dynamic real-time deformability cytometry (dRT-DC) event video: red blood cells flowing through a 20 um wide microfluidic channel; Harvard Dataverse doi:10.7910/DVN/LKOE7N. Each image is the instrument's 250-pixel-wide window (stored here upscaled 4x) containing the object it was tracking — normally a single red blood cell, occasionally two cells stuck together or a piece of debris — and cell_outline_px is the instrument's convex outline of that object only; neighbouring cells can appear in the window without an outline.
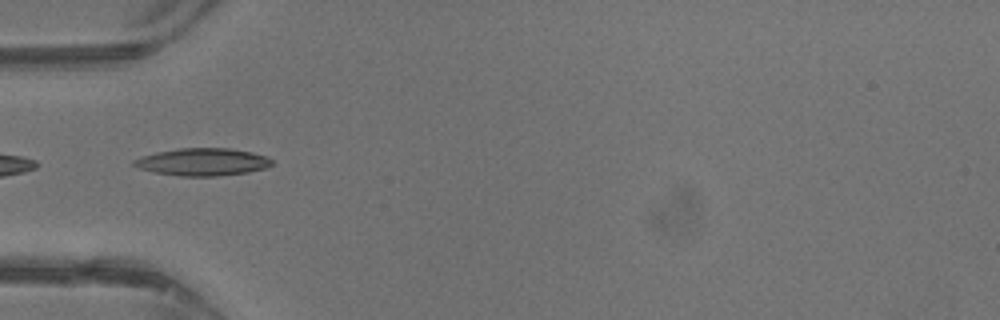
{"species": "common noctule bat (a hibernating species)", "species_latin": "Nyctalus noctula", "temperature_condition": "warm", "stored_images_in_passage": 32, "camera_frame_rate_fps": 3000, "um_per_image_px": 0.085, "animal": {"sex": "male", "body_mass_g": 13.3}, "frame": {"image": 1, "passage_image": 4, "time_ms": 1.0, "image_size_px": [1000, 320], "cell_outline_px": [[272, 164], [264, 168], [248, 172], [216, 176], [180, 176], [156, 172], [140, 168], [132, 164], [132, 160], [156, 152], [180, 148], [232, 148], [252, 152], [268, 156], [272, 160]], "centroid_in_image_um": [17.25, 13.75], "position_along_channel_um": 67.8, "area_um2": 21.96}}
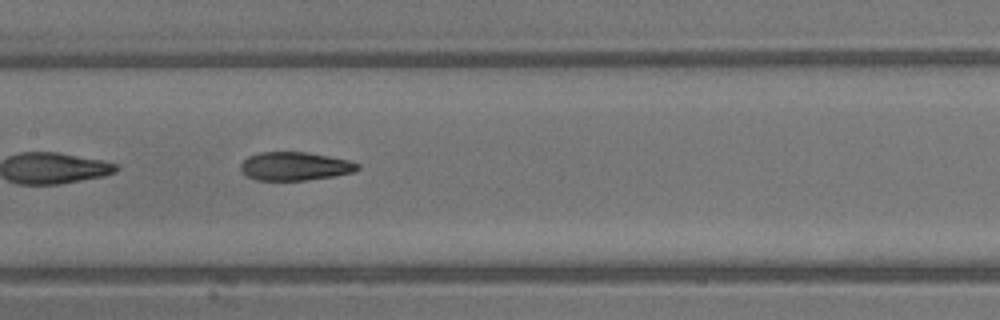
{"frame": {"image": 2, "passage_image": 11, "time_ms": 3.333, "image_size_px": [1000, 320], "cell_outline_px": [[360, 168], [352, 172], [336, 176], [304, 180], [256, 180], [248, 176], [240, 168], [240, 164], [248, 156], [260, 152], [308, 152], [348, 160], [360, 164]], "centroid_in_image_um": [25.08, 14.12], "position_along_channel_um": 182.3, "area_um2": 19.31}}
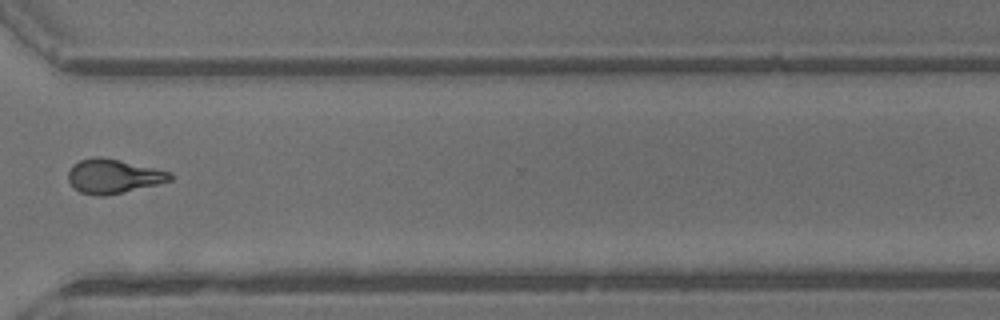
{"frame": {"image": 3, "passage_image": 22, "time_ms": 7.0, "image_size_px": [1000, 320], "cell_outline_px": [[172, 180], [156, 184], [104, 196], [100, 196], [80, 192], [68, 180], [68, 172], [72, 164], [80, 160], [96, 156], [100, 156], [120, 160], [172, 172]], "centroid_in_image_um": [9.62, 14.96], "position_along_channel_um": 361.0, "area_um2": 20.06}, "authors_computed_cell_mechanics": {"area_um2": 19.941, "velocity_mm_per_s": 4.8881, "shape_relaxation_time_tau1_ms": 3.8364, "shape_relaxation_time_tau2_ms": 1.9318, "deformation_change_tau1": 0.1927, "deformation_change_tau2": 0.1115}}